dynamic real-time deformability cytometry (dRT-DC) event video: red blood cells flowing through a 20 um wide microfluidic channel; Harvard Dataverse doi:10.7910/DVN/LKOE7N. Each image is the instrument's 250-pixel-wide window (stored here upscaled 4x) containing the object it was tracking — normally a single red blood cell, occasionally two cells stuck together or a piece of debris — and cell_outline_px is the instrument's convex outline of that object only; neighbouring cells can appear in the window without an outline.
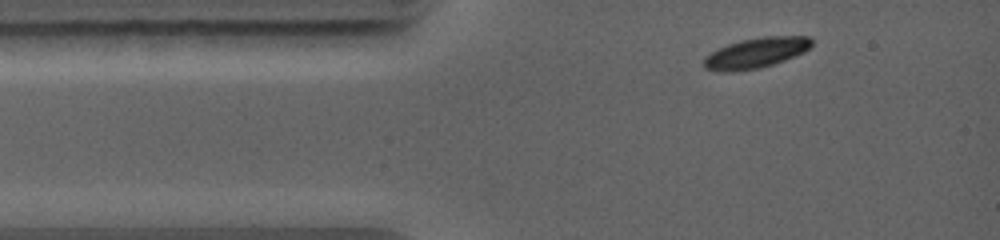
{"species": "common noctule bat (a hibernating species)", "species_latin": "Nyctalus noctula", "temperature_condition": "warm", "stored_images_in_passage": 2, "camera_frame_rate_fps": 5000, "um_per_image_px": 0.085, "animal": {"sex": "female", "body_mass_g": 19.0, "forearm_length_mm": 56.7}, "frame": {"image": 1, "passage_image": 1, "time_ms": 0.0, "image_size_px": [1000, 240], "cell_outline_px": [[812, 44], [804, 52], [784, 60], [760, 68], [732, 72], [724, 72], [704, 68], [704, 56], [728, 44], [740, 40], [764, 36], [808, 36], [812, 40]], "centroid_in_image_um": [64.25, 4.49], "position_along_channel_um": 20.8, "area_um2": 18.96}}